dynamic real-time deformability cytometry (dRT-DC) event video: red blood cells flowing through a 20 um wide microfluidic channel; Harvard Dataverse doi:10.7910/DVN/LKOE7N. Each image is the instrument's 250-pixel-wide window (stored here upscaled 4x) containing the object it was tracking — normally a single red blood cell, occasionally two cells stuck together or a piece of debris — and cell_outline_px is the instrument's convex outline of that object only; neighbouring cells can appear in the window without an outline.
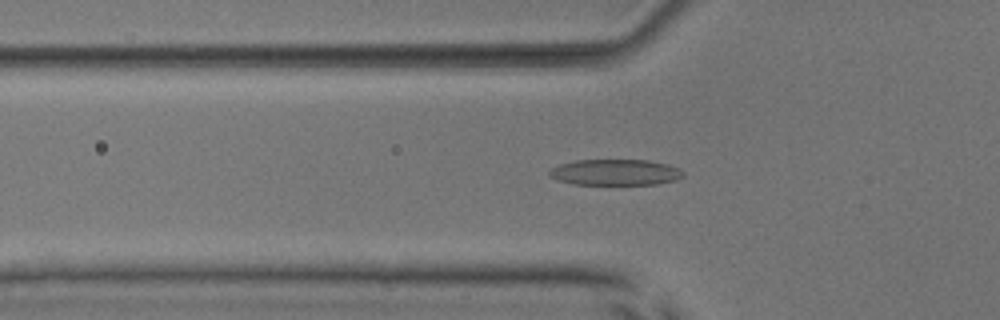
{"species": "common noctule bat (a hibernating species)", "species_latin": "Nyctalus noctula", "temperature_condition": "room temperature", "stored_images_in_passage": 52, "camera_frame_rate_fps": 3000, "um_per_image_px": 0.085, "animal": {"sex": "male", "body_mass_g": 17.9, "forearm_length_mm": 54.2}, "frame": {"image": 1, "passage_image": 18, "time_ms": 5.667, "image_size_px": [1000, 320], "cell_outline_px": [[684, 176], [676, 180], [656, 184], [572, 184], [548, 176], [548, 172], [552, 168], [560, 164], [576, 160], [648, 160], [668, 164], [680, 168], [684, 172]], "centroid_in_image_um": [52.33, 14.64], "position_along_channel_um": 73.5, "area_um2": 20.29}}
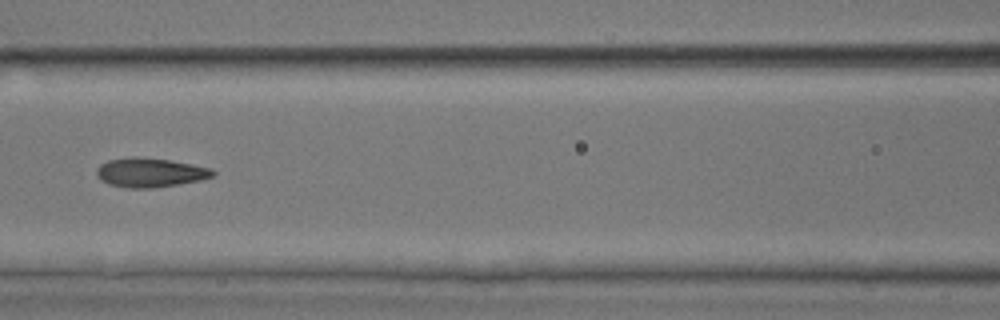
{"frame": {"image": 2, "passage_image": 24, "time_ms": 7.667, "image_size_px": [1000, 320], "cell_outline_px": [[216, 176], [200, 180], [152, 188], [128, 188], [108, 184], [100, 180], [96, 176], [96, 168], [100, 164], [108, 160], [132, 156], [136, 156], [172, 160], [212, 168], [216, 172]], "centroid_in_image_um": [12.75, 14.65], "position_along_channel_um": 153.8, "area_um2": 20.06}}
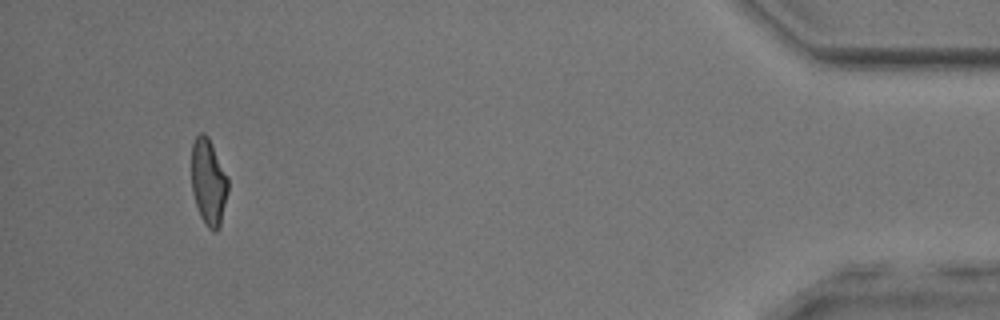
{"frame": {"image": 3, "passage_image": 49, "time_ms": 16.0, "image_size_px": [1000, 320], "cell_outline_px": [[228, 192], [220, 228], [216, 232], [212, 232], [204, 224], [200, 216], [192, 192], [192, 144], [196, 136], [200, 132], [204, 132], [208, 136], [228, 176]], "centroid_in_image_um": [17.74, 15.5], "position_along_channel_um": 417.5, "area_um2": 18.67}, "authors_computed_cell_mechanics": {"area_um2": 19.363, "velocity_mm_per_s": 3.9926, "shape_relaxation_time_tau1_ms": 2.4438, "shape_relaxation_time_tau2_ms": 1.4307, "deformation_change_tau1": 0.1396, "deformation_change_tau2": 0.091}}